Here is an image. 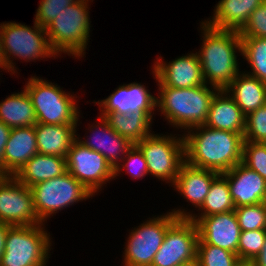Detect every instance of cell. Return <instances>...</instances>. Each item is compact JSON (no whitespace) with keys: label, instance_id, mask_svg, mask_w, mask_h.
I'll return each instance as SVG.
<instances>
[{"label":"cell","instance_id":"obj_1","mask_svg":"<svg viewBox=\"0 0 266 266\" xmlns=\"http://www.w3.org/2000/svg\"><path fill=\"white\" fill-rule=\"evenodd\" d=\"M185 132H188L183 134L187 164L222 174L242 162L243 134L205 125L195 126Z\"/></svg>","mask_w":266,"mask_h":266},{"label":"cell","instance_id":"obj_2","mask_svg":"<svg viewBox=\"0 0 266 266\" xmlns=\"http://www.w3.org/2000/svg\"><path fill=\"white\" fill-rule=\"evenodd\" d=\"M200 26L203 42L196 54L205 84L223 90L241 72L236 55L237 51L242 53L239 31L215 29L205 22Z\"/></svg>","mask_w":266,"mask_h":266},{"label":"cell","instance_id":"obj_3","mask_svg":"<svg viewBox=\"0 0 266 266\" xmlns=\"http://www.w3.org/2000/svg\"><path fill=\"white\" fill-rule=\"evenodd\" d=\"M152 71L159 87L156 107L169 124L184 130L204 125L212 98L219 89L214 86L210 89L207 84L180 89L164 86Z\"/></svg>","mask_w":266,"mask_h":266},{"label":"cell","instance_id":"obj_4","mask_svg":"<svg viewBox=\"0 0 266 266\" xmlns=\"http://www.w3.org/2000/svg\"><path fill=\"white\" fill-rule=\"evenodd\" d=\"M89 1L79 0L66 7L45 27L51 48L57 56L61 52L77 58L85 55L91 31L87 10Z\"/></svg>","mask_w":266,"mask_h":266},{"label":"cell","instance_id":"obj_5","mask_svg":"<svg viewBox=\"0 0 266 266\" xmlns=\"http://www.w3.org/2000/svg\"><path fill=\"white\" fill-rule=\"evenodd\" d=\"M0 40L4 56V69L12 74L16 73L17 68L14 67L11 58L17 59L18 57V59L30 62L39 58L57 57L51 48L46 29L35 21L31 28L22 23H1Z\"/></svg>","mask_w":266,"mask_h":266},{"label":"cell","instance_id":"obj_6","mask_svg":"<svg viewBox=\"0 0 266 266\" xmlns=\"http://www.w3.org/2000/svg\"><path fill=\"white\" fill-rule=\"evenodd\" d=\"M27 84V85H26ZM24 88L31 97L37 123L54 125H77L80 115L77 96L65 93L54 83L31 77Z\"/></svg>","mask_w":266,"mask_h":266},{"label":"cell","instance_id":"obj_7","mask_svg":"<svg viewBox=\"0 0 266 266\" xmlns=\"http://www.w3.org/2000/svg\"><path fill=\"white\" fill-rule=\"evenodd\" d=\"M43 225L11 226L6 234L0 266H47L52 243Z\"/></svg>","mask_w":266,"mask_h":266},{"label":"cell","instance_id":"obj_8","mask_svg":"<svg viewBox=\"0 0 266 266\" xmlns=\"http://www.w3.org/2000/svg\"><path fill=\"white\" fill-rule=\"evenodd\" d=\"M162 135L151 133L136 145L144 154L149 174L174 185L185 162L184 138Z\"/></svg>","mask_w":266,"mask_h":266},{"label":"cell","instance_id":"obj_9","mask_svg":"<svg viewBox=\"0 0 266 266\" xmlns=\"http://www.w3.org/2000/svg\"><path fill=\"white\" fill-rule=\"evenodd\" d=\"M36 213L44 222L52 214L94 196L68 171L31 187Z\"/></svg>","mask_w":266,"mask_h":266},{"label":"cell","instance_id":"obj_10","mask_svg":"<svg viewBox=\"0 0 266 266\" xmlns=\"http://www.w3.org/2000/svg\"><path fill=\"white\" fill-rule=\"evenodd\" d=\"M171 212L153 217L129 233L124 250V266H151L167 229L177 220Z\"/></svg>","mask_w":266,"mask_h":266},{"label":"cell","instance_id":"obj_11","mask_svg":"<svg viewBox=\"0 0 266 266\" xmlns=\"http://www.w3.org/2000/svg\"><path fill=\"white\" fill-rule=\"evenodd\" d=\"M199 233L189 218H178L166 231L151 266H177L196 262Z\"/></svg>","mask_w":266,"mask_h":266},{"label":"cell","instance_id":"obj_12","mask_svg":"<svg viewBox=\"0 0 266 266\" xmlns=\"http://www.w3.org/2000/svg\"><path fill=\"white\" fill-rule=\"evenodd\" d=\"M67 171L82 183L93 195L102 185L115 178V170L105 157L84 146L76 138L66 157Z\"/></svg>","mask_w":266,"mask_h":266},{"label":"cell","instance_id":"obj_13","mask_svg":"<svg viewBox=\"0 0 266 266\" xmlns=\"http://www.w3.org/2000/svg\"><path fill=\"white\" fill-rule=\"evenodd\" d=\"M0 222L12 226L44 224L36 213L31 188L15 176H6L0 182Z\"/></svg>","mask_w":266,"mask_h":266},{"label":"cell","instance_id":"obj_14","mask_svg":"<svg viewBox=\"0 0 266 266\" xmlns=\"http://www.w3.org/2000/svg\"><path fill=\"white\" fill-rule=\"evenodd\" d=\"M198 228L199 238L206 244L237 254L241 228L233 211L205 217H189Z\"/></svg>","mask_w":266,"mask_h":266},{"label":"cell","instance_id":"obj_15","mask_svg":"<svg viewBox=\"0 0 266 266\" xmlns=\"http://www.w3.org/2000/svg\"><path fill=\"white\" fill-rule=\"evenodd\" d=\"M157 97L150 94L146 86L133 82L119 86L106 99L94 102L99 105L100 113H123L145 111L151 118L156 109ZM153 111V114H152Z\"/></svg>","mask_w":266,"mask_h":266},{"label":"cell","instance_id":"obj_16","mask_svg":"<svg viewBox=\"0 0 266 266\" xmlns=\"http://www.w3.org/2000/svg\"><path fill=\"white\" fill-rule=\"evenodd\" d=\"M153 70L164 85L174 88H191L205 84L201 64L196 53L176 58L166 63L161 56L155 61Z\"/></svg>","mask_w":266,"mask_h":266},{"label":"cell","instance_id":"obj_17","mask_svg":"<svg viewBox=\"0 0 266 266\" xmlns=\"http://www.w3.org/2000/svg\"><path fill=\"white\" fill-rule=\"evenodd\" d=\"M222 175L228 181L235 208L266 202V180L242 162Z\"/></svg>","mask_w":266,"mask_h":266},{"label":"cell","instance_id":"obj_18","mask_svg":"<svg viewBox=\"0 0 266 266\" xmlns=\"http://www.w3.org/2000/svg\"><path fill=\"white\" fill-rule=\"evenodd\" d=\"M98 122L100 124L98 123L94 126L91 125L90 127L89 131L93 132H91V134H93L92 137L89 136L91 140H88V138L87 140H81L79 139V136L76 138L84 146L102 154L115 170L126 156L128 150L133 146V143L126 137L120 136L115 132L103 116H99Z\"/></svg>","mask_w":266,"mask_h":266},{"label":"cell","instance_id":"obj_19","mask_svg":"<svg viewBox=\"0 0 266 266\" xmlns=\"http://www.w3.org/2000/svg\"><path fill=\"white\" fill-rule=\"evenodd\" d=\"M38 153L34 126L11 128L4 149V174L15 176Z\"/></svg>","mask_w":266,"mask_h":266},{"label":"cell","instance_id":"obj_20","mask_svg":"<svg viewBox=\"0 0 266 266\" xmlns=\"http://www.w3.org/2000/svg\"><path fill=\"white\" fill-rule=\"evenodd\" d=\"M219 175L220 173L213 170L197 168L184 162L173 185L174 190L199 209L209 193L212 182Z\"/></svg>","mask_w":266,"mask_h":266},{"label":"cell","instance_id":"obj_21","mask_svg":"<svg viewBox=\"0 0 266 266\" xmlns=\"http://www.w3.org/2000/svg\"><path fill=\"white\" fill-rule=\"evenodd\" d=\"M246 116L225 89L218 90L210 103L207 127L244 135Z\"/></svg>","mask_w":266,"mask_h":266},{"label":"cell","instance_id":"obj_22","mask_svg":"<svg viewBox=\"0 0 266 266\" xmlns=\"http://www.w3.org/2000/svg\"><path fill=\"white\" fill-rule=\"evenodd\" d=\"M265 0H220L214 16L204 21L209 27L219 30L240 31L248 22L251 13Z\"/></svg>","mask_w":266,"mask_h":266},{"label":"cell","instance_id":"obj_23","mask_svg":"<svg viewBox=\"0 0 266 266\" xmlns=\"http://www.w3.org/2000/svg\"><path fill=\"white\" fill-rule=\"evenodd\" d=\"M247 116L266 104V84L248 73H238L225 88Z\"/></svg>","mask_w":266,"mask_h":266},{"label":"cell","instance_id":"obj_24","mask_svg":"<svg viewBox=\"0 0 266 266\" xmlns=\"http://www.w3.org/2000/svg\"><path fill=\"white\" fill-rule=\"evenodd\" d=\"M34 128L40 154L66 158L73 141L78 136L77 125L37 123Z\"/></svg>","mask_w":266,"mask_h":266},{"label":"cell","instance_id":"obj_25","mask_svg":"<svg viewBox=\"0 0 266 266\" xmlns=\"http://www.w3.org/2000/svg\"><path fill=\"white\" fill-rule=\"evenodd\" d=\"M67 172L66 158L47 154H35L15 177L25 186H32L63 175Z\"/></svg>","mask_w":266,"mask_h":266},{"label":"cell","instance_id":"obj_26","mask_svg":"<svg viewBox=\"0 0 266 266\" xmlns=\"http://www.w3.org/2000/svg\"><path fill=\"white\" fill-rule=\"evenodd\" d=\"M0 121L9 128L35 126L37 118L31 97L24 88L0 102Z\"/></svg>","mask_w":266,"mask_h":266},{"label":"cell","instance_id":"obj_27","mask_svg":"<svg viewBox=\"0 0 266 266\" xmlns=\"http://www.w3.org/2000/svg\"><path fill=\"white\" fill-rule=\"evenodd\" d=\"M109 126L120 136L126 137L133 144L141 141L152 131V119L145 111H134L128 114L123 113H100ZM151 131V132H150Z\"/></svg>","mask_w":266,"mask_h":266},{"label":"cell","instance_id":"obj_28","mask_svg":"<svg viewBox=\"0 0 266 266\" xmlns=\"http://www.w3.org/2000/svg\"><path fill=\"white\" fill-rule=\"evenodd\" d=\"M199 210L202 211L199 216L185 212V209H173L171 213L177 218H189L205 217L235 210L228 181L222 174L212 182L209 193Z\"/></svg>","mask_w":266,"mask_h":266},{"label":"cell","instance_id":"obj_29","mask_svg":"<svg viewBox=\"0 0 266 266\" xmlns=\"http://www.w3.org/2000/svg\"><path fill=\"white\" fill-rule=\"evenodd\" d=\"M241 55L252 68L248 74L266 84V38L241 37Z\"/></svg>","mask_w":266,"mask_h":266},{"label":"cell","instance_id":"obj_30","mask_svg":"<svg viewBox=\"0 0 266 266\" xmlns=\"http://www.w3.org/2000/svg\"><path fill=\"white\" fill-rule=\"evenodd\" d=\"M240 261L237 254L210 244L204 243L200 238L197 243V266H236Z\"/></svg>","mask_w":266,"mask_h":266},{"label":"cell","instance_id":"obj_31","mask_svg":"<svg viewBox=\"0 0 266 266\" xmlns=\"http://www.w3.org/2000/svg\"><path fill=\"white\" fill-rule=\"evenodd\" d=\"M234 212L241 231L266 229V202L240 206Z\"/></svg>","mask_w":266,"mask_h":266},{"label":"cell","instance_id":"obj_32","mask_svg":"<svg viewBox=\"0 0 266 266\" xmlns=\"http://www.w3.org/2000/svg\"><path fill=\"white\" fill-rule=\"evenodd\" d=\"M266 238V229L241 231L237 256L240 261H252L261 251Z\"/></svg>","mask_w":266,"mask_h":266},{"label":"cell","instance_id":"obj_33","mask_svg":"<svg viewBox=\"0 0 266 266\" xmlns=\"http://www.w3.org/2000/svg\"><path fill=\"white\" fill-rule=\"evenodd\" d=\"M242 163L266 180V143L244 141Z\"/></svg>","mask_w":266,"mask_h":266},{"label":"cell","instance_id":"obj_34","mask_svg":"<svg viewBox=\"0 0 266 266\" xmlns=\"http://www.w3.org/2000/svg\"><path fill=\"white\" fill-rule=\"evenodd\" d=\"M244 141L266 143V104L246 116Z\"/></svg>","mask_w":266,"mask_h":266},{"label":"cell","instance_id":"obj_35","mask_svg":"<svg viewBox=\"0 0 266 266\" xmlns=\"http://www.w3.org/2000/svg\"><path fill=\"white\" fill-rule=\"evenodd\" d=\"M122 163L116 167L115 177L119 176V173L121 174L122 168L127 169V173L134 179H141L149 173L144 154L136 144H133L128 150L126 156L122 159Z\"/></svg>","mask_w":266,"mask_h":266},{"label":"cell","instance_id":"obj_36","mask_svg":"<svg viewBox=\"0 0 266 266\" xmlns=\"http://www.w3.org/2000/svg\"><path fill=\"white\" fill-rule=\"evenodd\" d=\"M77 1L79 0H41L34 21L45 28L62 10Z\"/></svg>","mask_w":266,"mask_h":266},{"label":"cell","instance_id":"obj_37","mask_svg":"<svg viewBox=\"0 0 266 266\" xmlns=\"http://www.w3.org/2000/svg\"><path fill=\"white\" fill-rule=\"evenodd\" d=\"M239 34L240 37L266 38V0L251 13Z\"/></svg>","mask_w":266,"mask_h":266},{"label":"cell","instance_id":"obj_38","mask_svg":"<svg viewBox=\"0 0 266 266\" xmlns=\"http://www.w3.org/2000/svg\"><path fill=\"white\" fill-rule=\"evenodd\" d=\"M11 128L0 121V169L4 172V149L8 141Z\"/></svg>","mask_w":266,"mask_h":266},{"label":"cell","instance_id":"obj_39","mask_svg":"<svg viewBox=\"0 0 266 266\" xmlns=\"http://www.w3.org/2000/svg\"><path fill=\"white\" fill-rule=\"evenodd\" d=\"M12 225L0 222V258L5 250L6 234Z\"/></svg>","mask_w":266,"mask_h":266},{"label":"cell","instance_id":"obj_40","mask_svg":"<svg viewBox=\"0 0 266 266\" xmlns=\"http://www.w3.org/2000/svg\"><path fill=\"white\" fill-rule=\"evenodd\" d=\"M254 266H266V238L259 254L252 260Z\"/></svg>","mask_w":266,"mask_h":266},{"label":"cell","instance_id":"obj_41","mask_svg":"<svg viewBox=\"0 0 266 266\" xmlns=\"http://www.w3.org/2000/svg\"><path fill=\"white\" fill-rule=\"evenodd\" d=\"M0 68L4 70V56L1 48V40H0Z\"/></svg>","mask_w":266,"mask_h":266},{"label":"cell","instance_id":"obj_42","mask_svg":"<svg viewBox=\"0 0 266 266\" xmlns=\"http://www.w3.org/2000/svg\"><path fill=\"white\" fill-rule=\"evenodd\" d=\"M236 266H254L252 261H239Z\"/></svg>","mask_w":266,"mask_h":266},{"label":"cell","instance_id":"obj_43","mask_svg":"<svg viewBox=\"0 0 266 266\" xmlns=\"http://www.w3.org/2000/svg\"><path fill=\"white\" fill-rule=\"evenodd\" d=\"M177 266H197V264H196V262H193V263H188V264H180Z\"/></svg>","mask_w":266,"mask_h":266},{"label":"cell","instance_id":"obj_44","mask_svg":"<svg viewBox=\"0 0 266 266\" xmlns=\"http://www.w3.org/2000/svg\"><path fill=\"white\" fill-rule=\"evenodd\" d=\"M6 177L4 172L0 169V182Z\"/></svg>","mask_w":266,"mask_h":266}]
</instances>
